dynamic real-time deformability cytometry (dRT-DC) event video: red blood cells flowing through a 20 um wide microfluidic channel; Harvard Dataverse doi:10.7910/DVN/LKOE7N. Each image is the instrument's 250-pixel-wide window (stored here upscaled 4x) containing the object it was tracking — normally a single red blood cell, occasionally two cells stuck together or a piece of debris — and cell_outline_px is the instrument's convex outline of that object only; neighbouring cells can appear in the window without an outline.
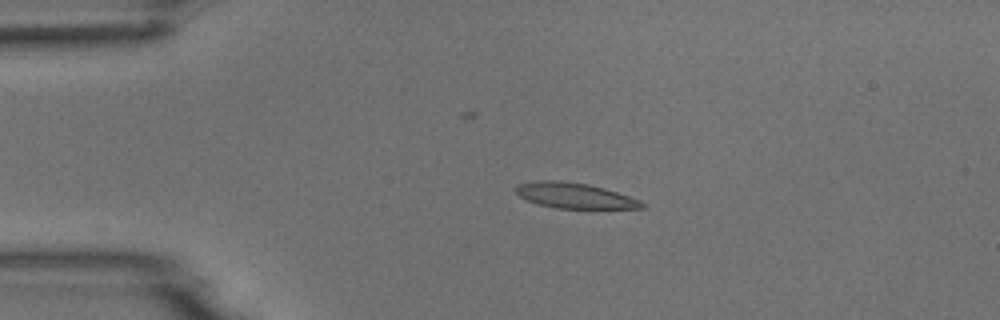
{"species": "common noctule bat (a hibernating species)", "species_latin": "Nyctalus noctula", "temperature_condition": "room temperature", "stored_images_in_passage": 4, "camera_frame_rate_fps": 3000, "um_per_image_px": 0.085, "animal": {"sex": "male", "body_mass_g": 18.8}, "frame": {"image": 1, "passage_image": 3, "time_ms": 2.333, "image_size_px": [1000, 320], "cell_outline_px": [[644, 208], [556, 208], [540, 204], [528, 200], [520, 196], [516, 192], [516, 184], [536, 180], [560, 180], [588, 184], [604, 188], [640, 200], [644, 204]], "centroid_in_image_um": [48.81, 16.61], "position_along_channel_um": 36.2, "area_um2": 18.5}}